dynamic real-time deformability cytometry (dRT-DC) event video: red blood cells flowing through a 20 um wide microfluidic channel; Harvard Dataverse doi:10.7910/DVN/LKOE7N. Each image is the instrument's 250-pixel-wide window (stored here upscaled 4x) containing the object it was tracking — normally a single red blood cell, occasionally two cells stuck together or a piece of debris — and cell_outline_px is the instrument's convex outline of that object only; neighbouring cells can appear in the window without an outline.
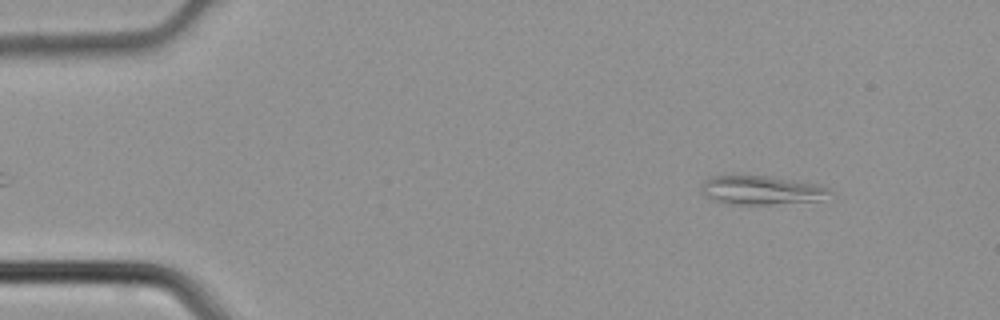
{"species": "common noctule bat (a hibernating species)", "species_latin": "Nyctalus noctula", "temperature_condition": "cold", "stored_images_in_passage": 43, "camera_frame_rate_fps": 3000, "um_per_image_px": 0.085, "animal": {"sex": "male", "body_mass_g": 21.5, "forearm_length_mm": 52.0}, "frame": {"image": 1, "passage_image": 4, "time_ms": 1.0, "image_size_px": [1000, 320], "cell_outline_px": [[832, 192], [820, 200], [768, 204], [732, 204], [716, 200], [708, 196], [704, 192], [700, 184], [708, 176], [768, 176], [820, 184], [828, 188]], "centroid_in_image_um": [64.73, 16.15], "position_along_channel_um": 20.3, "area_um2": 21.21}}
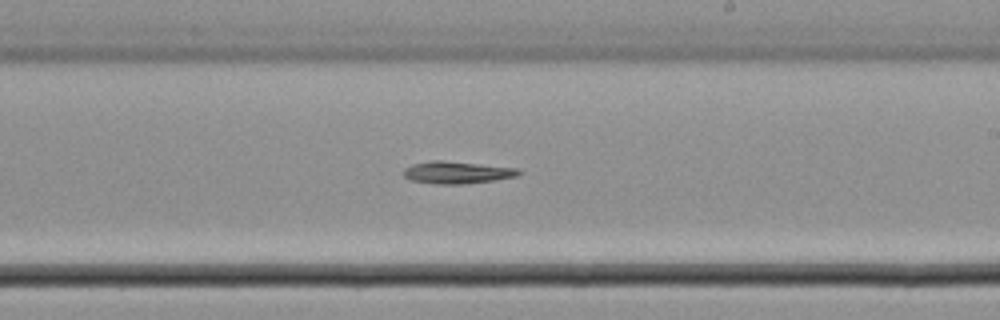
{"frame": {"image": 2, "passage_image": 25, "time_ms": 8.0, "image_size_px": [1000, 320], "cell_outline_px": [[520, 172], [516, 176], [492, 180], [464, 184], [436, 184], [408, 180], [400, 172], [404, 168], [412, 164], [432, 160], [440, 160], [516, 168]], "centroid_in_image_um": [38.72, 14.66], "position_along_channel_um": 250.3, "area_um2": 14.8}}
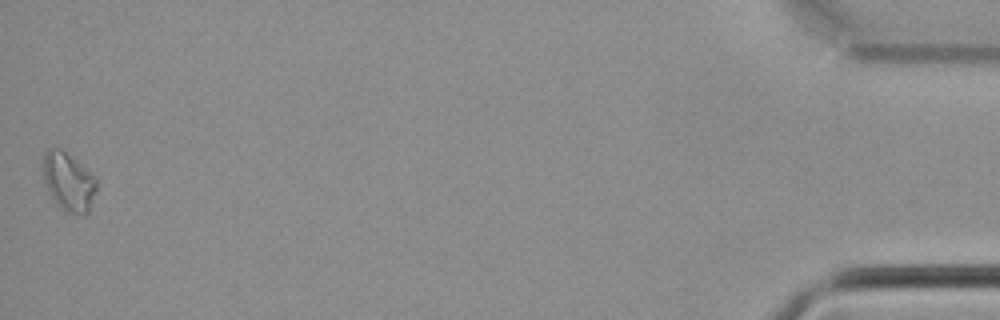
{"frame": {"image": 3, "passage_image": 43, "time_ms": 14.0, "image_size_px": [1000, 320], "cell_outline_px": [[96, 192], [88, 212], [84, 216], [68, 212], [60, 208], [56, 204], [44, 180], [44, 152], [48, 148], [60, 148], [96, 176]], "centroid_in_image_um": [5.85, 15.46], "position_along_channel_um": 429.3, "area_um2": 18.03}}